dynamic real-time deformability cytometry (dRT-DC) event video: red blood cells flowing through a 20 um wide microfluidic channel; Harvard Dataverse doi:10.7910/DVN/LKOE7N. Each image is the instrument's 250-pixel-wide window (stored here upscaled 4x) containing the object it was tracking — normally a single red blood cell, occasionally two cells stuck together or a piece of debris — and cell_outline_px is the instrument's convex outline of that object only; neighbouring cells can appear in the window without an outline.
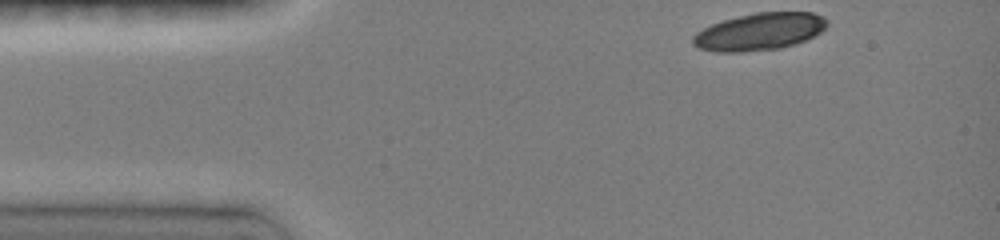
{"species": "common noctule bat (a hibernating species)", "species_latin": "Nyctalus noctula", "temperature_condition": "room temperature", "stored_images_in_passage": 37, "camera_frame_rate_fps": 3000, "um_per_image_px": 0.085, "animal": {"sex": "female", "body_mass_g": 19.0, "forearm_length_mm": 51.5}, "frame": {"image": 1, "passage_image": 1, "time_ms": 0.0, "image_size_px": [1000, 240], "cell_outline_px": [[828, 24], [820, 32], [804, 40], [780, 48], [744, 52], [716, 52], [700, 48], [692, 44], [692, 36], [696, 32], [712, 24], [724, 20], [756, 12], [812, 12], [824, 16], [828, 20]], "centroid_in_image_um": [64.55, 2.69], "position_along_channel_um": 20.5, "area_um2": 28.96}}